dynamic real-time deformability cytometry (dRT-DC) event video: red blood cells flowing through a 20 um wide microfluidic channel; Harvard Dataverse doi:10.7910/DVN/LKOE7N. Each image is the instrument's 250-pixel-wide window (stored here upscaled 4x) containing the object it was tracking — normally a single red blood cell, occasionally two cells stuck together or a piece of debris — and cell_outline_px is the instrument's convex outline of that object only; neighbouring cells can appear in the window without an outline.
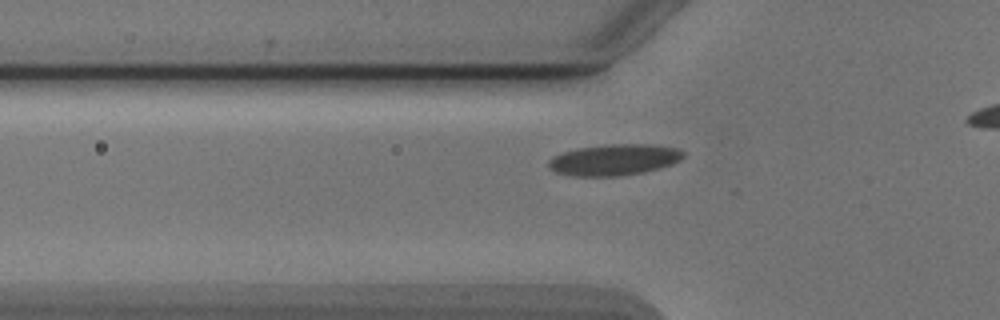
{"species": "Egyptian fruit bat (a non-hibernating species)", "species_latin": "Rousettus aegyptiacus", "temperature_condition": "cold", "stored_images_in_passage": 37, "camera_frame_rate_fps": 3000, "um_per_image_px": 0.085, "animal": {"sex": "male"}, "frame": {"image": 1, "passage_image": 9, "time_ms": 2.667, "image_size_px": [1000, 320], "cell_outline_px": [[684, 156], [680, 160], [672, 164], [644, 172], [616, 176], [572, 176], [556, 172], [548, 168], [548, 160], [552, 156], [576, 148], [604, 144], [656, 144], [676, 148], [684, 152]], "centroid_in_image_um": [52.18, 13.57], "position_along_channel_um": 73.6, "area_um2": 24.68}}
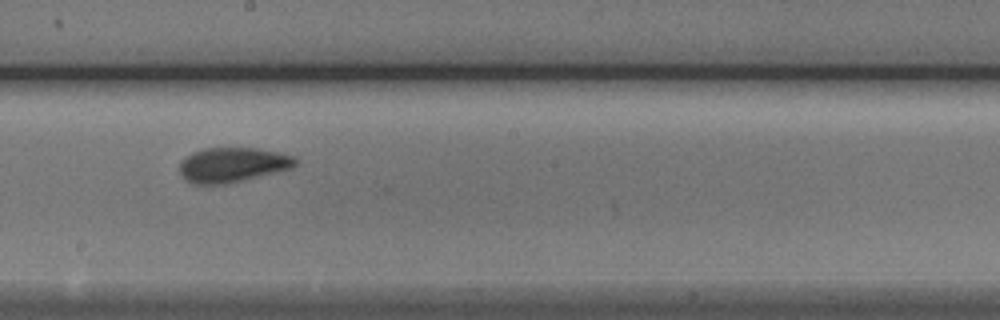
{"frame": {"image": 2, "passage_image": 21, "time_ms": 6.667, "image_size_px": [1000, 320], "cell_outline_px": [[296, 164], [292, 168], [224, 184], [192, 184], [184, 180], [180, 172], [180, 160], [184, 156], [192, 152], [204, 148], [256, 148], [296, 156]], "centroid_in_image_um": [19.71, 14.0], "position_along_channel_um": 228.5, "area_um2": 23.41}}
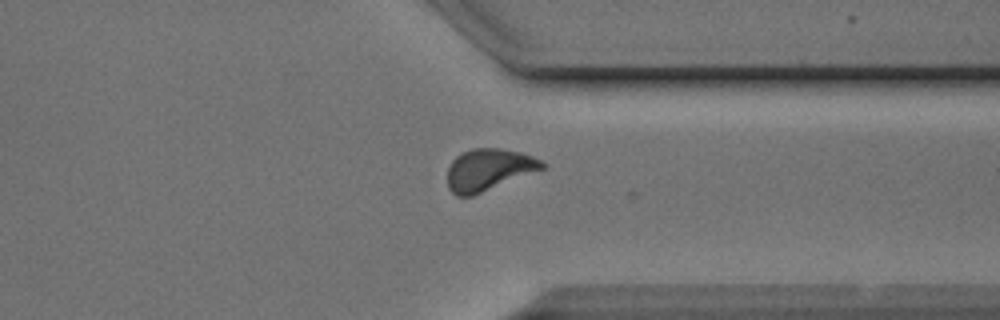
{"frame": {"image": 3, "passage_image": 32, "time_ms": 10.333, "image_size_px": [1000, 320], "cell_outline_px": [[544, 168], [472, 196], [456, 196], [448, 188], [448, 168], [452, 160], [456, 156], [472, 148], [500, 148], [520, 152], [532, 156], [540, 160], [544, 164]], "centroid_in_image_um": [41.5, 14.42], "position_along_channel_um": 369.9, "area_um2": 22.77}}